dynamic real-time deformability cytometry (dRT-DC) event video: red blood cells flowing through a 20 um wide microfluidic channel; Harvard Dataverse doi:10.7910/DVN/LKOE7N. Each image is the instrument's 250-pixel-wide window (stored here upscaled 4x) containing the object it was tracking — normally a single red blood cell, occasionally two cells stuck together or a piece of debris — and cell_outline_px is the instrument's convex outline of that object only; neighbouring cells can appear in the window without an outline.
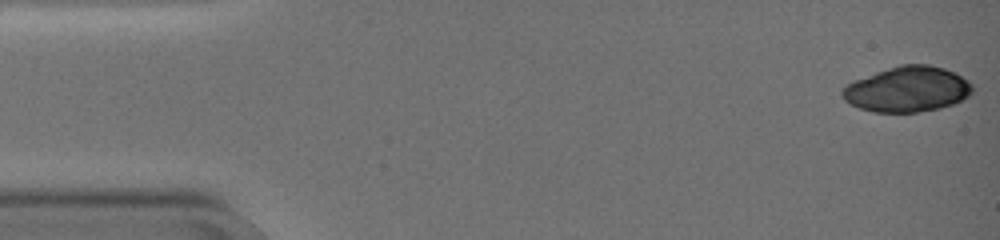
{"species": "common noctule bat (a hibernating species)", "species_latin": "Nyctalus noctula", "temperature_condition": "warm", "stored_images_in_passage": 59, "camera_frame_rate_fps": 3000, "um_per_image_px": 0.085, "animal": {"sex": "female", "body_mass_g": 19.0, "forearm_length_mm": 51.5}, "frame": {"image": 1, "passage_image": 1, "time_ms": 0.0, "image_size_px": [1000, 240], "cell_outline_px": [[972, 92], [968, 96], [952, 104], [940, 108], [916, 112], [872, 112], [860, 108], [844, 100], [840, 96], [840, 92], [848, 84], [856, 80], [876, 72], [900, 64], [928, 64], [944, 68], [968, 80], [972, 84]], "centroid_in_image_um": [77.11, 7.59], "position_along_channel_um": 7.9, "area_um2": 34.16}}